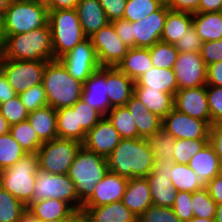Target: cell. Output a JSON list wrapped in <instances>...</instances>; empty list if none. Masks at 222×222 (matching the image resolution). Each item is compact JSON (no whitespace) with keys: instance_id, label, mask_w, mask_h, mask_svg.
Masks as SVG:
<instances>
[{"instance_id":"1","label":"cell","mask_w":222,"mask_h":222,"mask_svg":"<svg viewBox=\"0 0 222 222\" xmlns=\"http://www.w3.org/2000/svg\"><path fill=\"white\" fill-rule=\"evenodd\" d=\"M106 160L109 172L127 179L148 176L155 163L148 140L144 138L121 139Z\"/></svg>"},{"instance_id":"2","label":"cell","mask_w":222,"mask_h":222,"mask_svg":"<svg viewBox=\"0 0 222 222\" xmlns=\"http://www.w3.org/2000/svg\"><path fill=\"white\" fill-rule=\"evenodd\" d=\"M5 59L27 61L54 60L49 24L23 34L6 36Z\"/></svg>"},{"instance_id":"3","label":"cell","mask_w":222,"mask_h":222,"mask_svg":"<svg viewBox=\"0 0 222 222\" xmlns=\"http://www.w3.org/2000/svg\"><path fill=\"white\" fill-rule=\"evenodd\" d=\"M42 83L48 105L56 110L71 107L81 99L83 83L74 79L60 60L46 63Z\"/></svg>"},{"instance_id":"4","label":"cell","mask_w":222,"mask_h":222,"mask_svg":"<svg viewBox=\"0 0 222 222\" xmlns=\"http://www.w3.org/2000/svg\"><path fill=\"white\" fill-rule=\"evenodd\" d=\"M2 14L6 36L45 27L49 17L48 8L43 0H10Z\"/></svg>"},{"instance_id":"5","label":"cell","mask_w":222,"mask_h":222,"mask_svg":"<svg viewBox=\"0 0 222 222\" xmlns=\"http://www.w3.org/2000/svg\"><path fill=\"white\" fill-rule=\"evenodd\" d=\"M108 172V162L105 157L85 149L78 151L71 164L68 176L75 183L79 200L84 203L93 193L95 185Z\"/></svg>"},{"instance_id":"6","label":"cell","mask_w":222,"mask_h":222,"mask_svg":"<svg viewBox=\"0 0 222 222\" xmlns=\"http://www.w3.org/2000/svg\"><path fill=\"white\" fill-rule=\"evenodd\" d=\"M48 24L51 29L54 60H59L87 38L76 9L49 11Z\"/></svg>"},{"instance_id":"7","label":"cell","mask_w":222,"mask_h":222,"mask_svg":"<svg viewBox=\"0 0 222 222\" xmlns=\"http://www.w3.org/2000/svg\"><path fill=\"white\" fill-rule=\"evenodd\" d=\"M38 169L37 154H26L14 165L0 171V186L28 206L32 202Z\"/></svg>"},{"instance_id":"8","label":"cell","mask_w":222,"mask_h":222,"mask_svg":"<svg viewBox=\"0 0 222 222\" xmlns=\"http://www.w3.org/2000/svg\"><path fill=\"white\" fill-rule=\"evenodd\" d=\"M58 199L69 203L78 213H81L82 202L77 197L75 183L68 174H51L37 170L33 189V201Z\"/></svg>"},{"instance_id":"9","label":"cell","mask_w":222,"mask_h":222,"mask_svg":"<svg viewBox=\"0 0 222 222\" xmlns=\"http://www.w3.org/2000/svg\"><path fill=\"white\" fill-rule=\"evenodd\" d=\"M82 143L72 139L55 138L43 142L37 151L39 169L51 174H68Z\"/></svg>"},{"instance_id":"10","label":"cell","mask_w":222,"mask_h":222,"mask_svg":"<svg viewBox=\"0 0 222 222\" xmlns=\"http://www.w3.org/2000/svg\"><path fill=\"white\" fill-rule=\"evenodd\" d=\"M48 61L5 59L2 73L17 94L43 82Z\"/></svg>"},{"instance_id":"11","label":"cell","mask_w":222,"mask_h":222,"mask_svg":"<svg viewBox=\"0 0 222 222\" xmlns=\"http://www.w3.org/2000/svg\"><path fill=\"white\" fill-rule=\"evenodd\" d=\"M69 74L84 83L101 66L90 37L79 42L70 52L59 59Z\"/></svg>"},{"instance_id":"12","label":"cell","mask_w":222,"mask_h":222,"mask_svg":"<svg viewBox=\"0 0 222 222\" xmlns=\"http://www.w3.org/2000/svg\"><path fill=\"white\" fill-rule=\"evenodd\" d=\"M90 39L101 67H116L129 49L115 32L111 22L95 32Z\"/></svg>"},{"instance_id":"13","label":"cell","mask_w":222,"mask_h":222,"mask_svg":"<svg viewBox=\"0 0 222 222\" xmlns=\"http://www.w3.org/2000/svg\"><path fill=\"white\" fill-rule=\"evenodd\" d=\"M173 161L155 160L152 172L146 176L154 205L172 208L177 190L171 181Z\"/></svg>"},{"instance_id":"14","label":"cell","mask_w":222,"mask_h":222,"mask_svg":"<svg viewBox=\"0 0 222 222\" xmlns=\"http://www.w3.org/2000/svg\"><path fill=\"white\" fill-rule=\"evenodd\" d=\"M210 124L173 108L163 119L164 128L175 139H209Z\"/></svg>"},{"instance_id":"15","label":"cell","mask_w":222,"mask_h":222,"mask_svg":"<svg viewBox=\"0 0 222 222\" xmlns=\"http://www.w3.org/2000/svg\"><path fill=\"white\" fill-rule=\"evenodd\" d=\"M173 71L178 90L206 86L207 66L200 53H179Z\"/></svg>"},{"instance_id":"16","label":"cell","mask_w":222,"mask_h":222,"mask_svg":"<svg viewBox=\"0 0 222 222\" xmlns=\"http://www.w3.org/2000/svg\"><path fill=\"white\" fill-rule=\"evenodd\" d=\"M167 16V5L164 3L157 11L141 21L132 22L134 47L150 48L161 41Z\"/></svg>"},{"instance_id":"17","label":"cell","mask_w":222,"mask_h":222,"mask_svg":"<svg viewBox=\"0 0 222 222\" xmlns=\"http://www.w3.org/2000/svg\"><path fill=\"white\" fill-rule=\"evenodd\" d=\"M174 108L181 113L206 121L211 125L206 86L178 90L174 95Z\"/></svg>"},{"instance_id":"18","label":"cell","mask_w":222,"mask_h":222,"mask_svg":"<svg viewBox=\"0 0 222 222\" xmlns=\"http://www.w3.org/2000/svg\"><path fill=\"white\" fill-rule=\"evenodd\" d=\"M121 139L122 138L113 127L112 123L104 116L86 133L82 146L91 152L107 158L119 144Z\"/></svg>"},{"instance_id":"19","label":"cell","mask_w":222,"mask_h":222,"mask_svg":"<svg viewBox=\"0 0 222 222\" xmlns=\"http://www.w3.org/2000/svg\"><path fill=\"white\" fill-rule=\"evenodd\" d=\"M127 182V178L108 171L95 185L93 193L82 206H102L121 201Z\"/></svg>"},{"instance_id":"20","label":"cell","mask_w":222,"mask_h":222,"mask_svg":"<svg viewBox=\"0 0 222 222\" xmlns=\"http://www.w3.org/2000/svg\"><path fill=\"white\" fill-rule=\"evenodd\" d=\"M88 105L103 117L111 110L107 96L106 67H100L83 83L82 96Z\"/></svg>"},{"instance_id":"21","label":"cell","mask_w":222,"mask_h":222,"mask_svg":"<svg viewBox=\"0 0 222 222\" xmlns=\"http://www.w3.org/2000/svg\"><path fill=\"white\" fill-rule=\"evenodd\" d=\"M81 214L89 222H138V217L122 201L102 206H82Z\"/></svg>"},{"instance_id":"22","label":"cell","mask_w":222,"mask_h":222,"mask_svg":"<svg viewBox=\"0 0 222 222\" xmlns=\"http://www.w3.org/2000/svg\"><path fill=\"white\" fill-rule=\"evenodd\" d=\"M135 81L117 67H106L107 96L110 107L125 106L133 95Z\"/></svg>"},{"instance_id":"23","label":"cell","mask_w":222,"mask_h":222,"mask_svg":"<svg viewBox=\"0 0 222 222\" xmlns=\"http://www.w3.org/2000/svg\"><path fill=\"white\" fill-rule=\"evenodd\" d=\"M121 201L137 217L142 215L153 204L147 178L128 179Z\"/></svg>"},{"instance_id":"24","label":"cell","mask_w":222,"mask_h":222,"mask_svg":"<svg viewBox=\"0 0 222 222\" xmlns=\"http://www.w3.org/2000/svg\"><path fill=\"white\" fill-rule=\"evenodd\" d=\"M133 90H160L174 96L178 91L175 72L173 69L152 67L135 81Z\"/></svg>"},{"instance_id":"25","label":"cell","mask_w":222,"mask_h":222,"mask_svg":"<svg viewBox=\"0 0 222 222\" xmlns=\"http://www.w3.org/2000/svg\"><path fill=\"white\" fill-rule=\"evenodd\" d=\"M76 11L83 32L87 37H91L95 32L110 23L99 0H79Z\"/></svg>"},{"instance_id":"26","label":"cell","mask_w":222,"mask_h":222,"mask_svg":"<svg viewBox=\"0 0 222 222\" xmlns=\"http://www.w3.org/2000/svg\"><path fill=\"white\" fill-rule=\"evenodd\" d=\"M125 106L135 120L139 138L148 139L162 127V119L148 111L147 107L135 95L131 96Z\"/></svg>"},{"instance_id":"27","label":"cell","mask_w":222,"mask_h":222,"mask_svg":"<svg viewBox=\"0 0 222 222\" xmlns=\"http://www.w3.org/2000/svg\"><path fill=\"white\" fill-rule=\"evenodd\" d=\"M27 210L42 220H72L78 214L69 203L51 198L31 202Z\"/></svg>"},{"instance_id":"28","label":"cell","mask_w":222,"mask_h":222,"mask_svg":"<svg viewBox=\"0 0 222 222\" xmlns=\"http://www.w3.org/2000/svg\"><path fill=\"white\" fill-rule=\"evenodd\" d=\"M221 160L208 142L188 162L189 167L198 175L203 184H207L219 174Z\"/></svg>"},{"instance_id":"29","label":"cell","mask_w":222,"mask_h":222,"mask_svg":"<svg viewBox=\"0 0 222 222\" xmlns=\"http://www.w3.org/2000/svg\"><path fill=\"white\" fill-rule=\"evenodd\" d=\"M28 122L42 142L58 138L57 113L51 106H45L28 113Z\"/></svg>"},{"instance_id":"30","label":"cell","mask_w":222,"mask_h":222,"mask_svg":"<svg viewBox=\"0 0 222 222\" xmlns=\"http://www.w3.org/2000/svg\"><path fill=\"white\" fill-rule=\"evenodd\" d=\"M116 67L129 78L136 81L143 73L153 67L149 49L138 47L128 49L127 54Z\"/></svg>"},{"instance_id":"31","label":"cell","mask_w":222,"mask_h":222,"mask_svg":"<svg viewBox=\"0 0 222 222\" xmlns=\"http://www.w3.org/2000/svg\"><path fill=\"white\" fill-rule=\"evenodd\" d=\"M192 26V13L174 11L167 6V16L161 41L175 45Z\"/></svg>"},{"instance_id":"32","label":"cell","mask_w":222,"mask_h":222,"mask_svg":"<svg viewBox=\"0 0 222 222\" xmlns=\"http://www.w3.org/2000/svg\"><path fill=\"white\" fill-rule=\"evenodd\" d=\"M193 26L202 42L222 39V11L194 13Z\"/></svg>"},{"instance_id":"33","label":"cell","mask_w":222,"mask_h":222,"mask_svg":"<svg viewBox=\"0 0 222 222\" xmlns=\"http://www.w3.org/2000/svg\"><path fill=\"white\" fill-rule=\"evenodd\" d=\"M133 95L161 119L174 108V96L160 90H133Z\"/></svg>"},{"instance_id":"34","label":"cell","mask_w":222,"mask_h":222,"mask_svg":"<svg viewBox=\"0 0 222 222\" xmlns=\"http://www.w3.org/2000/svg\"><path fill=\"white\" fill-rule=\"evenodd\" d=\"M56 113L58 138L72 139L83 143L86 132L81 127H77L76 111L67 107L56 110Z\"/></svg>"},{"instance_id":"35","label":"cell","mask_w":222,"mask_h":222,"mask_svg":"<svg viewBox=\"0 0 222 222\" xmlns=\"http://www.w3.org/2000/svg\"><path fill=\"white\" fill-rule=\"evenodd\" d=\"M106 117L122 139L139 138L135 120L126 106L112 107Z\"/></svg>"},{"instance_id":"36","label":"cell","mask_w":222,"mask_h":222,"mask_svg":"<svg viewBox=\"0 0 222 222\" xmlns=\"http://www.w3.org/2000/svg\"><path fill=\"white\" fill-rule=\"evenodd\" d=\"M171 181L177 191L193 193L205 187L188 164L173 163Z\"/></svg>"},{"instance_id":"37","label":"cell","mask_w":222,"mask_h":222,"mask_svg":"<svg viewBox=\"0 0 222 222\" xmlns=\"http://www.w3.org/2000/svg\"><path fill=\"white\" fill-rule=\"evenodd\" d=\"M9 133L27 154H37L43 144L28 120L11 125Z\"/></svg>"},{"instance_id":"38","label":"cell","mask_w":222,"mask_h":222,"mask_svg":"<svg viewBox=\"0 0 222 222\" xmlns=\"http://www.w3.org/2000/svg\"><path fill=\"white\" fill-rule=\"evenodd\" d=\"M147 140L154 160L173 161L175 138L164 128L161 127Z\"/></svg>"},{"instance_id":"39","label":"cell","mask_w":222,"mask_h":222,"mask_svg":"<svg viewBox=\"0 0 222 222\" xmlns=\"http://www.w3.org/2000/svg\"><path fill=\"white\" fill-rule=\"evenodd\" d=\"M27 206L0 186V222H19Z\"/></svg>"},{"instance_id":"40","label":"cell","mask_w":222,"mask_h":222,"mask_svg":"<svg viewBox=\"0 0 222 222\" xmlns=\"http://www.w3.org/2000/svg\"><path fill=\"white\" fill-rule=\"evenodd\" d=\"M164 0H127L123 19L130 22H137L157 11Z\"/></svg>"},{"instance_id":"41","label":"cell","mask_w":222,"mask_h":222,"mask_svg":"<svg viewBox=\"0 0 222 222\" xmlns=\"http://www.w3.org/2000/svg\"><path fill=\"white\" fill-rule=\"evenodd\" d=\"M148 49L153 67L173 69L179 54L175 45L158 41Z\"/></svg>"},{"instance_id":"42","label":"cell","mask_w":222,"mask_h":222,"mask_svg":"<svg viewBox=\"0 0 222 222\" xmlns=\"http://www.w3.org/2000/svg\"><path fill=\"white\" fill-rule=\"evenodd\" d=\"M26 154L10 133L0 136V171L14 165Z\"/></svg>"},{"instance_id":"43","label":"cell","mask_w":222,"mask_h":222,"mask_svg":"<svg viewBox=\"0 0 222 222\" xmlns=\"http://www.w3.org/2000/svg\"><path fill=\"white\" fill-rule=\"evenodd\" d=\"M207 143L208 139H175L173 162L188 164L189 160Z\"/></svg>"},{"instance_id":"44","label":"cell","mask_w":222,"mask_h":222,"mask_svg":"<svg viewBox=\"0 0 222 222\" xmlns=\"http://www.w3.org/2000/svg\"><path fill=\"white\" fill-rule=\"evenodd\" d=\"M216 202L210 197L206 187L192 193L191 207L194 217L214 219Z\"/></svg>"},{"instance_id":"45","label":"cell","mask_w":222,"mask_h":222,"mask_svg":"<svg viewBox=\"0 0 222 222\" xmlns=\"http://www.w3.org/2000/svg\"><path fill=\"white\" fill-rule=\"evenodd\" d=\"M71 108L76 111L77 127H81L86 133L103 118L96 109H93L83 99H79Z\"/></svg>"},{"instance_id":"46","label":"cell","mask_w":222,"mask_h":222,"mask_svg":"<svg viewBox=\"0 0 222 222\" xmlns=\"http://www.w3.org/2000/svg\"><path fill=\"white\" fill-rule=\"evenodd\" d=\"M0 112L10 126L27 120L29 113L21 102L19 95L7 102L0 103Z\"/></svg>"},{"instance_id":"47","label":"cell","mask_w":222,"mask_h":222,"mask_svg":"<svg viewBox=\"0 0 222 222\" xmlns=\"http://www.w3.org/2000/svg\"><path fill=\"white\" fill-rule=\"evenodd\" d=\"M18 95L28 112L48 106V100L43 83L32 86Z\"/></svg>"},{"instance_id":"48","label":"cell","mask_w":222,"mask_h":222,"mask_svg":"<svg viewBox=\"0 0 222 222\" xmlns=\"http://www.w3.org/2000/svg\"><path fill=\"white\" fill-rule=\"evenodd\" d=\"M138 222H182L169 207L152 204L142 215Z\"/></svg>"},{"instance_id":"49","label":"cell","mask_w":222,"mask_h":222,"mask_svg":"<svg viewBox=\"0 0 222 222\" xmlns=\"http://www.w3.org/2000/svg\"><path fill=\"white\" fill-rule=\"evenodd\" d=\"M191 197L192 193L190 192L177 191L172 209L182 222H188L194 217L191 207Z\"/></svg>"},{"instance_id":"50","label":"cell","mask_w":222,"mask_h":222,"mask_svg":"<svg viewBox=\"0 0 222 222\" xmlns=\"http://www.w3.org/2000/svg\"><path fill=\"white\" fill-rule=\"evenodd\" d=\"M202 40L197 34L195 27L192 26L181 39L175 44V48L179 53H190L197 52L200 53L202 47Z\"/></svg>"},{"instance_id":"51","label":"cell","mask_w":222,"mask_h":222,"mask_svg":"<svg viewBox=\"0 0 222 222\" xmlns=\"http://www.w3.org/2000/svg\"><path fill=\"white\" fill-rule=\"evenodd\" d=\"M206 95L211 115V125L222 117V87L206 85Z\"/></svg>"},{"instance_id":"52","label":"cell","mask_w":222,"mask_h":222,"mask_svg":"<svg viewBox=\"0 0 222 222\" xmlns=\"http://www.w3.org/2000/svg\"><path fill=\"white\" fill-rule=\"evenodd\" d=\"M200 55L206 66L222 61V39L203 42Z\"/></svg>"},{"instance_id":"53","label":"cell","mask_w":222,"mask_h":222,"mask_svg":"<svg viewBox=\"0 0 222 222\" xmlns=\"http://www.w3.org/2000/svg\"><path fill=\"white\" fill-rule=\"evenodd\" d=\"M99 3L110 22L123 19L127 0H99Z\"/></svg>"},{"instance_id":"54","label":"cell","mask_w":222,"mask_h":222,"mask_svg":"<svg viewBox=\"0 0 222 222\" xmlns=\"http://www.w3.org/2000/svg\"><path fill=\"white\" fill-rule=\"evenodd\" d=\"M115 32L129 49L134 47V37H132V22L125 19L113 20Z\"/></svg>"},{"instance_id":"55","label":"cell","mask_w":222,"mask_h":222,"mask_svg":"<svg viewBox=\"0 0 222 222\" xmlns=\"http://www.w3.org/2000/svg\"><path fill=\"white\" fill-rule=\"evenodd\" d=\"M169 9L187 13L199 12L200 0H166Z\"/></svg>"},{"instance_id":"56","label":"cell","mask_w":222,"mask_h":222,"mask_svg":"<svg viewBox=\"0 0 222 222\" xmlns=\"http://www.w3.org/2000/svg\"><path fill=\"white\" fill-rule=\"evenodd\" d=\"M206 85L222 87V61L207 66Z\"/></svg>"},{"instance_id":"57","label":"cell","mask_w":222,"mask_h":222,"mask_svg":"<svg viewBox=\"0 0 222 222\" xmlns=\"http://www.w3.org/2000/svg\"><path fill=\"white\" fill-rule=\"evenodd\" d=\"M205 187L216 204H222V178L220 176H215L205 184Z\"/></svg>"},{"instance_id":"58","label":"cell","mask_w":222,"mask_h":222,"mask_svg":"<svg viewBox=\"0 0 222 222\" xmlns=\"http://www.w3.org/2000/svg\"><path fill=\"white\" fill-rule=\"evenodd\" d=\"M48 11L60 9H76L79 0H43Z\"/></svg>"},{"instance_id":"59","label":"cell","mask_w":222,"mask_h":222,"mask_svg":"<svg viewBox=\"0 0 222 222\" xmlns=\"http://www.w3.org/2000/svg\"><path fill=\"white\" fill-rule=\"evenodd\" d=\"M18 95L7 81L3 73L0 74V103L7 102L9 99Z\"/></svg>"},{"instance_id":"60","label":"cell","mask_w":222,"mask_h":222,"mask_svg":"<svg viewBox=\"0 0 222 222\" xmlns=\"http://www.w3.org/2000/svg\"><path fill=\"white\" fill-rule=\"evenodd\" d=\"M208 142L222 162V131H210Z\"/></svg>"},{"instance_id":"61","label":"cell","mask_w":222,"mask_h":222,"mask_svg":"<svg viewBox=\"0 0 222 222\" xmlns=\"http://www.w3.org/2000/svg\"><path fill=\"white\" fill-rule=\"evenodd\" d=\"M222 11V0H200L199 12H220Z\"/></svg>"},{"instance_id":"62","label":"cell","mask_w":222,"mask_h":222,"mask_svg":"<svg viewBox=\"0 0 222 222\" xmlns=\"http://www.w3.org/2000/svg\"><path fill=\"white\" fill-rule=\"evenodd\" d=\"M71 220H42L37 219L31 212L26 210L19 222H70Z\"/></svg>"},{"instance_id":"63","label":"cell","mask_w":222,"mask_h":222,"mask_svg":"<svg viewBox=\"0 0 222 222\" xmlns=\"http://www.w3.org/2000/svg\"><path fill=\"white\" fill-rule=\"evenodd\" d=\"M5 43H6V34L4 29V19H3V14L0 13V51L4 50Z\"/></svg>"},{"instance_id":"64","label":"cell","mask_w":222,"mask_h":222,"mask_svg":"<svg viewBox=\"0 0 222 222\" xmlns=\"http://www.w3.org/2000/svg\"><path fill=\"white\" fill-rule=\"evenodd\" d=\"M10 125L6 121V119L1 115L0 112V136L9 133Z\"/></svg>"},{"instance_id":"65","label":"cell","mask_w":222,"mask_h":222,"mask_svg":"<svg viewBox=\"0 0 222 222\" xmlns=\"http://www.w3.org/2000/svg\"><path fill=\"white\" fill-rule=\"evenodd\" d=\"M214 222H222V204L216 205Z\"/></svg>"},{"instance_id":"66","label":"cell","mask_w":222,"mask_h":222,"mask_svg":"<svg viewBox=\"0 0 222 222\" xmlns=\"http://www.w3.org/2000/svg\"><path fill=\"white\" fill-rule=\"evenodd\" d=\"M210 131H222V117L210 126Z\"/></svg>"},{"instance_id":"67","label":"cell","mask_w":222,"mask_h":222,"mask_svg":"<svg viewBox=\"0 0 222 222\" xmlns=\"http://www.w3.org/2000/svg\"><path fill=\"white\" fill-rule=\"evenodd\" d=\"M188 222H214V219L193 217V218L190 219Z\"/></svg>"},{"instance_id":"68","label":"cell","mask_w":222,"mask_h":222,"mask_svg":"<svg viewBox=\"0 0 222 222\" xmlns=\"http://www.w3.org/2000/svg\"><path fill=\"white\" fill-rule=\"evenodd\" d=\"M70 222H87V219L81 213H78Z\"/></svg>"},{"instance_id":"69","label":"cell","mask_w":222,"mask_h":222,"mask_svg":"<svg viewBox=\"0 0 222 222\" xmlns=\"http://www.w3.org/2000/svg\"><path fill=\"white\" fill-rule=\"evenodd\" d=\"M4 61H5L4 52L0 51V74L2 73L3 70Z\"/></svg>"},{"instance_id":"70","label":"cell","mask_w":222,"mask_h":222,"mask_svg":"<svg viewBox=\"0 0 222 222\" xmlns=\"http://www.w3.org/2000/svg\"><path fill=\"white\" fill-rule=\"evenodd\" d=\"M8 0H0V13H2L4 7L7 5Z\"/></svg>"},{"instance_id":"71","label":"cell","mask_w":222,"mask_h":222,"mask_svg":"<svg viewBox=\"0 0 222 222\" xmlns=\"http://www.w3.org/2000/svg\"><path fill=\"white\" fill-rule=\"evenodd\" d=\"M218 176H220L222 178V162L220 164V167H219V174Z\"/></svg>"}]
</instances>
